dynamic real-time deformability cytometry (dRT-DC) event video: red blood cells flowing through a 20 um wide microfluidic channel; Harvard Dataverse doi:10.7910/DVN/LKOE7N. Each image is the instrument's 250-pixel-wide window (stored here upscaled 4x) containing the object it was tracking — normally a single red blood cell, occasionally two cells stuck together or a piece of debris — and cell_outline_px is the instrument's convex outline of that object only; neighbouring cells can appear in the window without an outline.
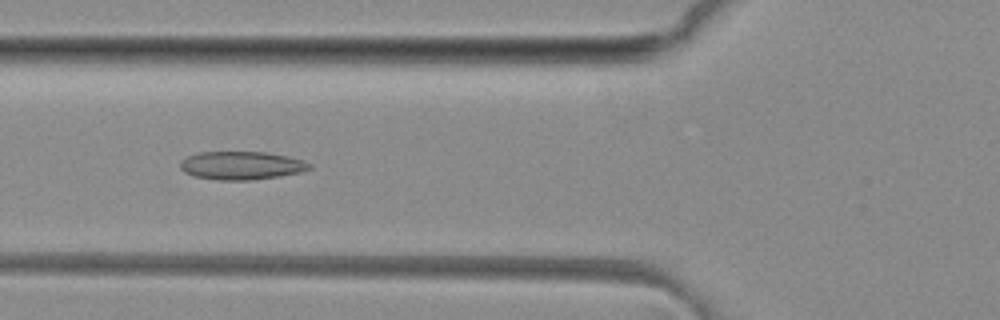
{"species": "common noctule bat (a hibernating species)", "species_latin": "Nyctalus noctula", "temperature_condition": "room temperature", "stored_images_in_passage": 48, "camera_frame_rate_fps": 3000, "um_per_image_px": 0.085, "animal": {"sex": "female", "body_mass_g": 29.2, "forearm_length_mm": 56.3}, "frame": {"image": 1, "passage_image": 17, "time_ms": 5.333, "image_size_px": [1000, 320], "cell_outline_px": [[312, 168], [300, 172], [252, 180], [216, 180], [192, 176], [184, 172], [180, 168], [180, 160], [188, 156], [200, 152], [264, 152], [288, 156], [304, 160], [312, 164]], "centroid_in_image_um": [20.5, 14.07], "position_along_channel_um": 105.3, "area_um2": 21.33}}
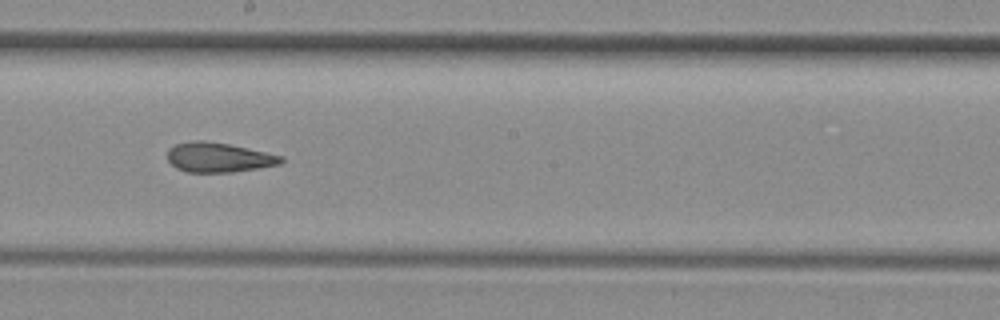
{"frame": {"image": 2, "passage_image": 26, "time_ms": 8.333, "image_size_px": [1000, 320], "cell_outline_px": [[284, 160], [280, 164], [232, 172], [188, 172], [176, 168], [168, 160], [168, 148], [176, 144], [192, 140], [204, 140], [228, 144], [284, 156]], "centroid_in_image_um": [18.56, 13.37], "position_along_channel_um": 229.6, "area_um2": 19.54}}
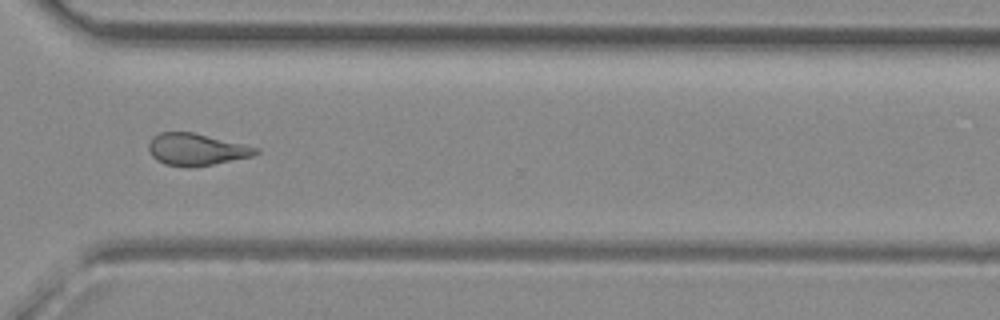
{"frame": {"image": 3, "passage_image": 35, "time_ms": 11.333, "image_size_px": [1000, 320], "cell_outline_px": [[260, 152], [252, 156], [192, 168], [188, 168], [164, 164], [156, 160], [148, 152], [148, 144], [152, 136], [160, 132], [192, 132], [244, 144], [260, 148]], "centroid_in_image_um": [16.65, 12.71], "position_along_channel_um": 354.0, "area_um2": 20.11}, "authors_computed_cell_mechanics": {"area_um2": 20.6924, "velocity_mm_per_s": 4.1404, "shape_relaxation_time_tau1_ms": null, "shape_relaxation_time_tau2_ms": 2.7349, "deformation_change_tau1": null, "deformation_change_tau2": 0.1033}}